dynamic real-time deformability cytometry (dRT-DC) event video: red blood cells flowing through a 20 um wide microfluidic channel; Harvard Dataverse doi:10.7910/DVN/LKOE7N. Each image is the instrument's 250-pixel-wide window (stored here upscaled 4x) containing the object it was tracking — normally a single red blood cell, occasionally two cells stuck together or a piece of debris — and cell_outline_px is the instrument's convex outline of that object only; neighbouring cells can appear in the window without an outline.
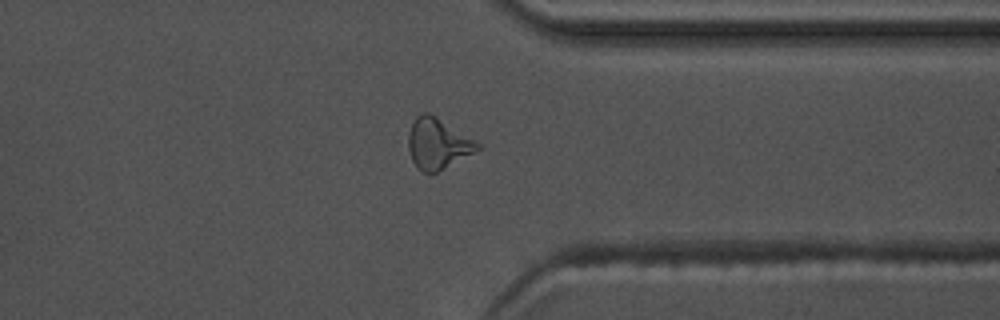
{"species": "common noctule bat (a hibernating species)", "species_latin": "Nyctalus noctula", "temperature_condition": "warm", "stored_images_in_passage": 44, "camera_frame_rate_fps": 3000, "um_per_image_px": 0.085, "animal": {"sex": "male", "body_mass_g": 17.5, "forearm_length_mm": 52.3}, "frame": {"image": 1, "passage_image": 32, "time_ms": 10.333, "image_size_px": [1000, 320], "cell_outline_px": [[480, 148], [436, 172], [424, 172], [416, 168], [412, 160], [408, 148], [408, 136], [412, 124], [416, 116], [420, 112], [428, 112], [436, 116], [476, 140], [480, 144]], "centroid_in_image_um": [37.17, 12.18], "position_along_channel_um": 374.2, "area_um2": 20.11}}
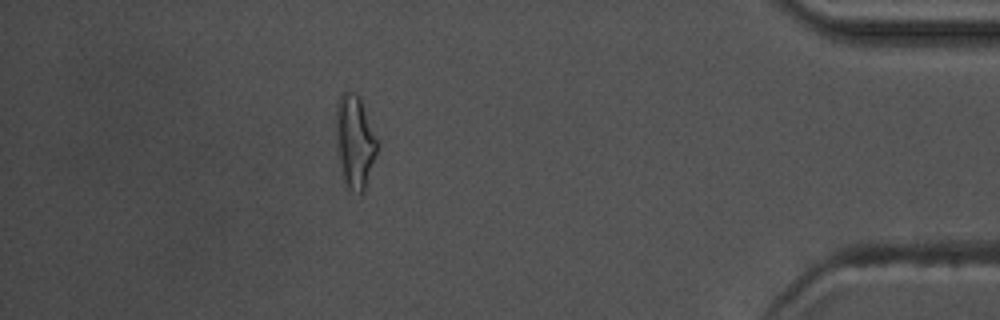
{"frame": {"image": 2, "passage_image": 38, "time_ms": 12.333, "image_size_px": [1000, 320], "cell_outline_px": [[380, 144], [364, 188], [360, 192], [348, 188], [344, 180], [336, 152], [336, 104], [340, 96], [344, 92], [352, 92], [360, 96]], "centroid_in_image_um": [30.16, 11.97], "position_along_channel_um": 405.0, "area_um2": 22.37}, "authors_computed_cell_mechanics": {"area_um2": 18.5827, "velocity_mm_per_s": 3.7048, "shape_relaxation_time_tau1_ms": 8.2418, "shape_relaxation_time_tau2_ms": 2.4409, "deformation_change_tau1": 0.2528, "deformation_change_tau2": 0.1097}}